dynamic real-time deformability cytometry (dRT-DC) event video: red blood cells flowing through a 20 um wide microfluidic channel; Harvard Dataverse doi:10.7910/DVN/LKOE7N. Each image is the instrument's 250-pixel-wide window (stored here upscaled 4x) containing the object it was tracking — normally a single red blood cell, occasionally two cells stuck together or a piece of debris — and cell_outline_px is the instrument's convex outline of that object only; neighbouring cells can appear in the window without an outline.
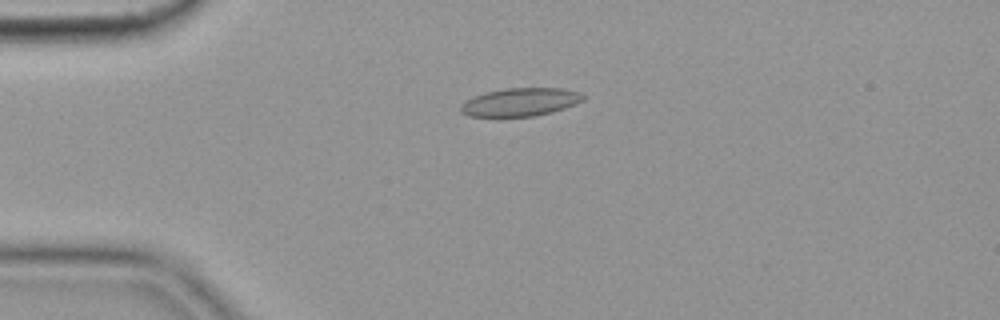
{"species": "common noctule bat (a hibernating species)", "species_latin": "Nyctalus noctula", "temperature_condition": "cold", "stored_images_in_passage": 55, "camera_frame_rate_fps": 3000, "um_per_image_px": 0.085, "animal": {"sex": "female", "body_mass_g": 19.9}, "frame": {"image": 1, "passage_image": 13, "time_ms": 4.0, "image_size_px": [1000, 320], "cell_outline_px": [[584, 100], [576, 104], [552, 112], [536, 116], [500, 120], [496, 120], [468, 116], [460, 112], [460, 104], [484, 92], [504, 88], [560, 88], [580, 92], [584, 96]], "centroid_in_image_um": [44.15, 8.74], "position_along_channel_um": 40.8, "area_um2": 21.1}}
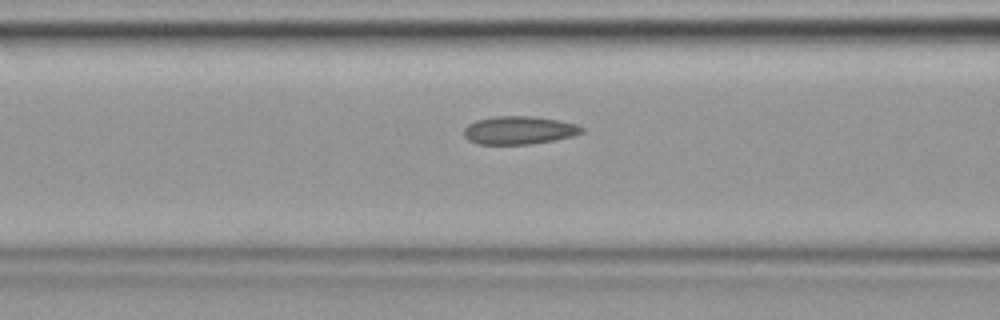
{"frame": {"image": 2, "passage_image": 22, "time_ms": 7.0, "image_size_px": [1000, 320], "cell_outline_px": [[584, 132], [572, 136], [556, 140], [532, 144], [476, 144], [468, 140], [464, 136], [464, 128], [468, 124], [476, 120], [492, 116], [532, 116], [556, 120], [576, 124], [584, 128]], "centroid_in_image_um": [44.1, 11.07], "position_along_channel_um": 122.5, "area_um2": 19.42}}
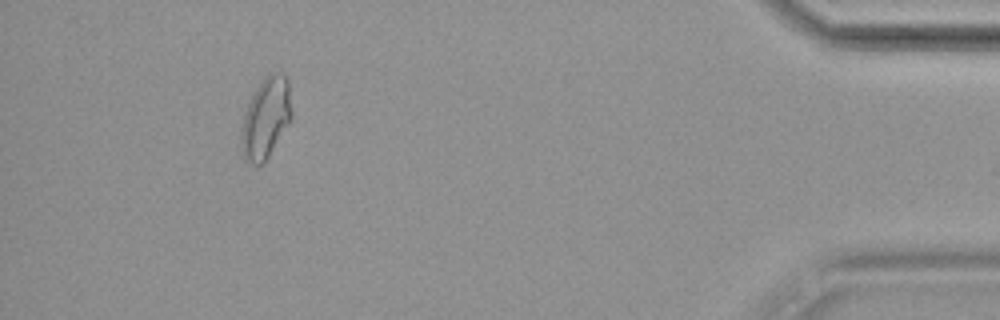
{"frame": {"image": 3, "passage_image": 51, "time_ms": 16.667, "image_size_px": [1000, 320], "cell_outline_px": [[292, 116], [268, 156], [260, 164], [252, 164], [244, 160], [240, 140], [240, 136], [244, 112], [260, 80], [268, 72], [284, 72], [288, 80], [292, 112]], "centroid_in_image_um": [22.58, 9.96], "position_along_channel_um": 412.6, "area_um2": 23.64}, "authors_computed_cell_mechanics": {"area_um2": 20.0566, "velocity_mm_per_s": 3.6116, "shape_relaxation_time_tau1_ms": null, "shape_relaxation_time_tau2_ms": 2.4741, "deformation_change_tau1": null, "deformation_change_tau2": 0.0714}}